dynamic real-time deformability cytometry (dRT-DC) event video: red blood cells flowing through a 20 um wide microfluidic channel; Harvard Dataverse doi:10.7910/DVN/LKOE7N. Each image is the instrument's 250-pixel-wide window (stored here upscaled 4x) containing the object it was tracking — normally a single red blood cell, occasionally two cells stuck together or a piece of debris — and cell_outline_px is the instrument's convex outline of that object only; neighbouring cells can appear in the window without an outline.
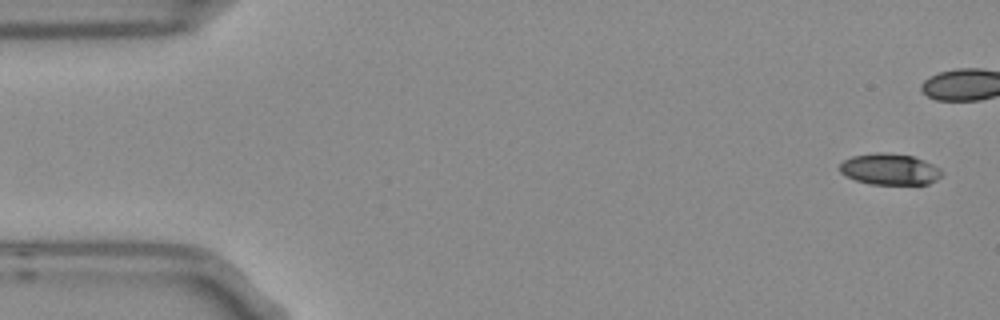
{"species": "Egyptian fruit bat (a non-hibernating species)", "species_latin": "Rousettus aegyptiacus", "temperature_condition": "room temperature", "stored_images_in_passage": 16, "camera_frame_rate_fps": 3000, "um_per_image_px": 0.085, "frame": {"image": 1, "passage_image": 1, "time_ms": 0.0, "image_size_px": [1000, 320], "cell_outline_px": [[944, 172], [936, 180], [928, 184], [872, 184], [856, 180], [840, 172], [840, 164], [844, 160], [852, 156], [876, 152], [888, 152], [912, 156], [924, 160], [940, 168]], "centroid_in_image_um": [75.65, 14.37], "position_along_channel_um": 9.4, "area_um2": 18.55}}
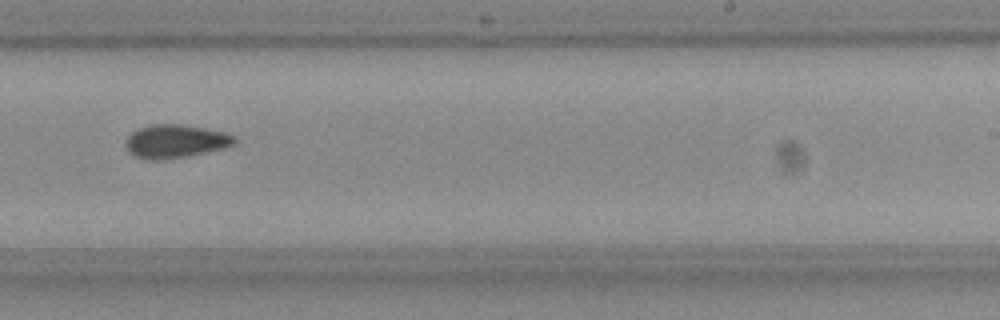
{"frame": {"image": 2, "passage_image": 10, "time_ms": 3.0, "image_size_px": [1000, 320], "cell_outline_px": [[236, 144], [224, 148], [184, 156], [156, 160], [148, 160], [136, 156], [128, 152], [124, 144], [124, 140], [136, 128], [152, 124], [184, 124], [224, 132], [236, 136]], "centroid_in_image_um": [14.88, 11.99], "position_along_channel_um": 274.1, "area_um2": 21.21}}
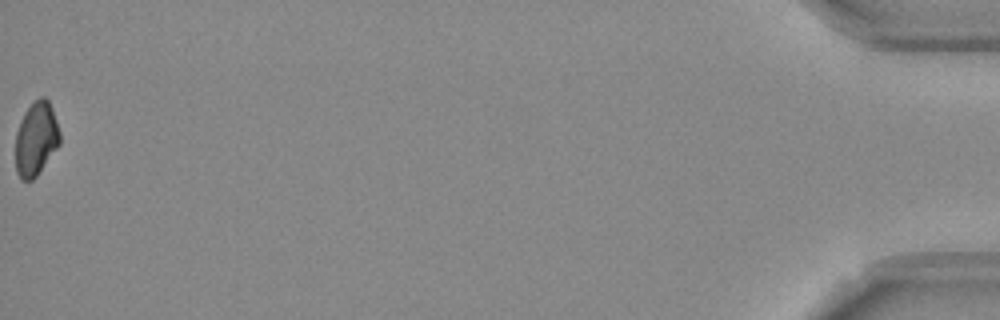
{"frame": {"image": 3, "passage_image": 16, "time_ms": 5.0, "image_size_px": [1000, 320], "cell_outline_px": [[60, 144], [36, 176], [32, 180], [20, 180], [16, 172], [16, 132], [20, 120], [24, 112], [40, 96], [44, 96], [48, 100], [52, 108], [60, 132]], "centroid_in_image_um": [3.06, 11.8], "position_along_channel_um": 432.1, "area_um2": 19.02}}